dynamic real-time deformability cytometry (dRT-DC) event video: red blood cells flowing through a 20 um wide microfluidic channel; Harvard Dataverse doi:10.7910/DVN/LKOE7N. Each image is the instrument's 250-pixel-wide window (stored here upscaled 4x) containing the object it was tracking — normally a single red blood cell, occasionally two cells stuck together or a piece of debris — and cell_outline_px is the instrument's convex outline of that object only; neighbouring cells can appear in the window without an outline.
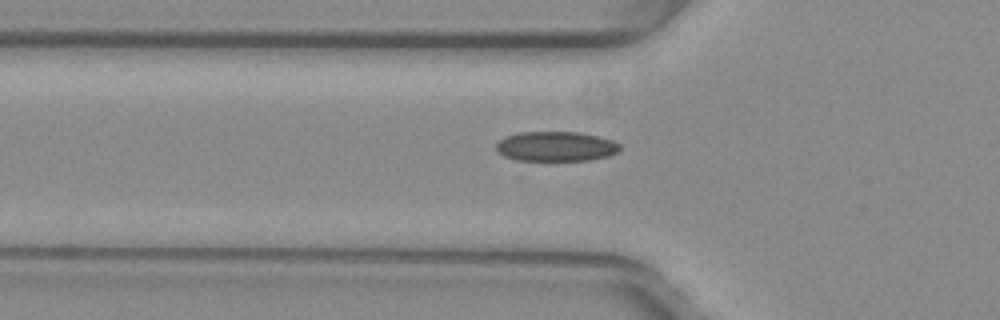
{"species": "common noctule bat (a hibernating species)", "species_latin": "Nyctalus noctula", "temperature_condition": "warm", "stored_images_in_passage": 24, "camera_frame_rate_fps": 3000, "um_per_image_px": 0.085, "animal": {"sex": "female", "body_mass_g": 29.2, "forearm_length_mm": 56.3}, "frame": {"image": 1, "passage_image": 5, "time_ms": 1.333, "image_size_px": [1000, 320], "cell_outline_px": [[620, 148], [616, 152], [608, 156], [588, 160], [516, 160], [504, 156], [496, 148], [496, 144], [504, 136], [520, 132], [580, 132], [612, 140], [620, 144]], "centroid_in_image_um": [47.24, 12.44], "position_along_channel_um": 78.6, "area_um2": 21.33}}
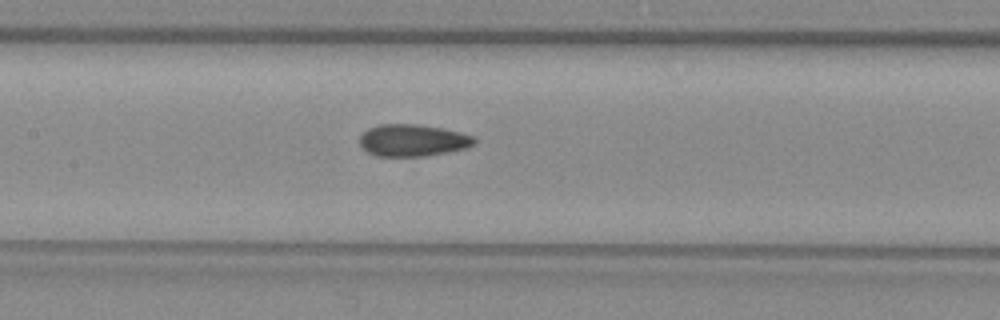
{"frame": {"image": 2, "passage_image": 12, "time_ms": 3.667, "image_size_px": [1000, 320], "cell_outline_px": [[476, 140], [468, 148], [448, 152], [424, 156], [376, 156], [368, 152], [360, 144], [360, 136], [368, 128], [380, 124], [416, 124], [444, 128], [476, 136]], "centroid_in_image_um": [35.11, 11.92], "position_along_channel_um": 172.3, "area_um2": 21.44}}
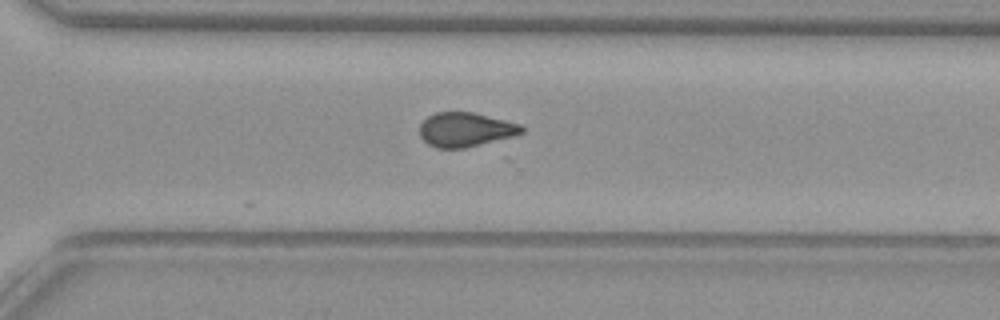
{"frame": {"image": 3, "passage_image": 24, "time_ms": 7.667, "image_size_px": [1000, 320], "cell_outline_px": [[524, 132], [516, 136], [464, 148], [436, 148], [428, 144], [420, 136], [420, 124], [428, 116], [436, 112], [472, 112], [520, 124], [524, 128]], "centroid_in_image_um": [39.57, 11.02], "position_along_channel_um": 331.0, "area_um2": 20.35}}